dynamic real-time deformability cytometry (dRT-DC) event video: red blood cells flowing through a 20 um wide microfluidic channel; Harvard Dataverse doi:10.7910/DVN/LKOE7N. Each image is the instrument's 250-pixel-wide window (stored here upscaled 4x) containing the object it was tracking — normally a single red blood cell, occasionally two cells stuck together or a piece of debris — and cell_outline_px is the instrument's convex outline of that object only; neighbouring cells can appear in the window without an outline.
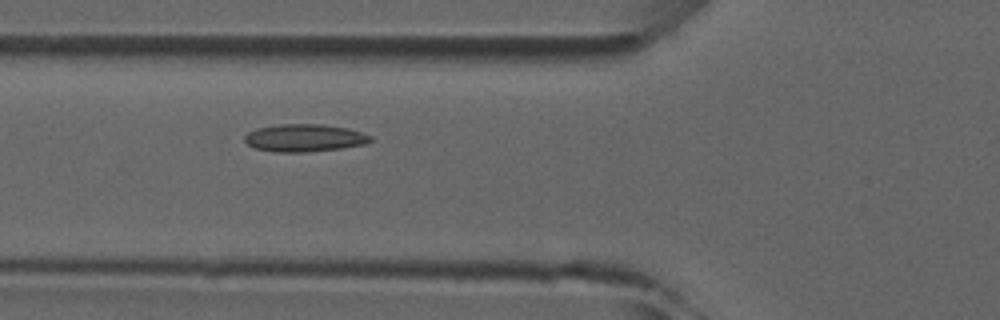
{"species": "common noctule bat (a hibernating species)", "species_latin": "Nyctalus noctula", "temperature_condition": "room temperature", "stored_images_in_passage": 6, "camera_frame_rate_fps": 3000, "um_per_image_px": 0.085, "animal": {"sex": "male", "forearm_length_mm": 52.5}, "frame": {"image": 1, "passage_image": 6, "time_ms": 5.667, "image_size_px": [1000, 320], "cell_outline_px": [[372, 140], [364, 144], [340, 148], [304, 152], [276, 152], [256, 148], [248, 144], [244, 140], [244, 136], [248, 132], [256, 128], [280, 124], [320, 124], [348, 128], [372, 136]], "centroid_in_image_um": [25.86, 11.71], "position_along_channel_um": 99.9, "area_um2": 20.06}}